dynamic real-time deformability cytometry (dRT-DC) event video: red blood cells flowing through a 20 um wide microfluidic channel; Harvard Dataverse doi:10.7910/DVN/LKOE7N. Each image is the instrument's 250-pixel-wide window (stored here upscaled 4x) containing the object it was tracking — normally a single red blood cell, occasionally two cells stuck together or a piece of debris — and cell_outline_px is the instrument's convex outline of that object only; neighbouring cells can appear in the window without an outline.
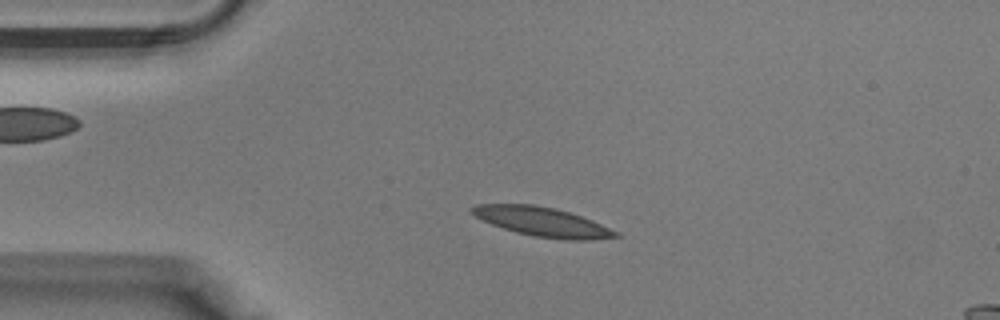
{"species": "Egyptian fruit bat (a non-hibernating species)", "species_latin": "Rousettus aegyptiacus", "temperature_condition": "warm", "stored_images_in_passage": 33, "camera_frame_rate_fps": 3000, "um_per_image_px": 0.085, "animal": {"sex": "male"}, "frame": {"image": 1, "passage_image": 8, "time_ms": 2.333, "image_size_px": [1000, 320], "cell_outline_px": [[620, 236], [592, 240], [564, 240], [532, 236], [516, 232], [492, 224], [476, 216], [468, 208], [476, 204], [532, 204], [556, 208], [592, 220], [620, 232]], "centroid_in_image_um": [46.13, 18.86], "position_along_channel_um": 38.9, "area_um2": 24.45}}
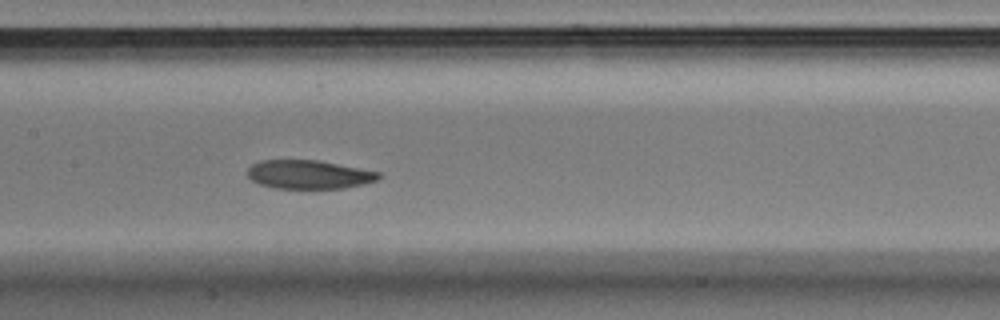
{"frame": {"image": 2, "passage_image": 18, "time_ms": 5.667, "image_size_px": [1000, 320], "cell_outline_px": [[380, 176], [376, 180], [364, 184], [344, 188], [276, 188], [260, 184], [252, 180], [248, 176], [248, 168], [252, 164], [260, 160], [316, 160], [380, 172]], "centroid_in_image_um": [26.23, 14.83], "position_along_channel_um": 181.2, "area_um2": 21.68}}
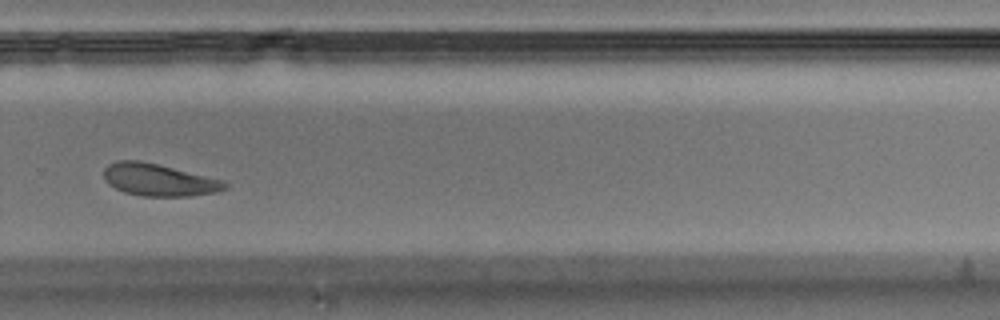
{"frame": {"image": 3, "passage_image": 26, "time_ms": 8.333, "image_size_px": [1000, 320], "cell_outline_px": [[228, 188], [216, 192], [188, 196], [144, 196], [124, 192], [108, 184], [104, 180], [104, 168], [108, 164], [116, 160], [140, 160], [224, 180], [228, 184]], "centroid_in_image_um": [13.48, 15.28], "position_along_channel_um": 316.3, "area_um2": 22.72}}